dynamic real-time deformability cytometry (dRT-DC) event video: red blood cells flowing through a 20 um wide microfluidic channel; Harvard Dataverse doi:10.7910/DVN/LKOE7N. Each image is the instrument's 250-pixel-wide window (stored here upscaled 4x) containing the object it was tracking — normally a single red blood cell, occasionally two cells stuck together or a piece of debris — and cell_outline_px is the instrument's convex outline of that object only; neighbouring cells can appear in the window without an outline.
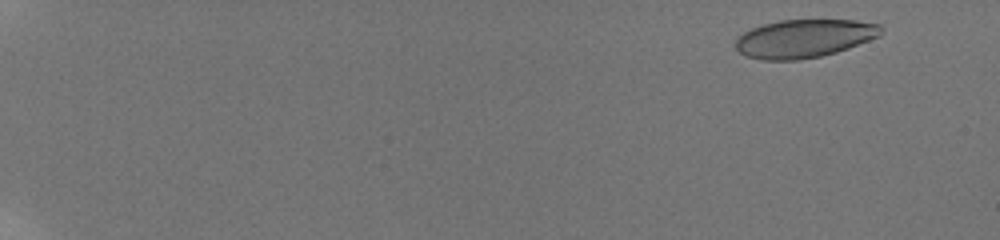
{"species": "human", "species_latin": "Homo sapiens", "temperature_condition": "room temperature", "stored_images_in_passage": 71, "camera_frame_rate_fps": 3000, "um_per_image_px": 0.085, "donor": {"sex": "male"}, "frame": {"image": 1, "passage_image": 9, "time_ms": 1.667, "image_size_px": [1000, 240], "cell_outline_px": [[884, 28], [880, 36], [848, 48], [836, 52], [820, 56], [796, 60], [764, 60], [744, 56], [736, 48], [736, 40], [744, 32], [752, 28], [764, 24], [780, 20], [856, 20], [880, 24]], "centroid_in_image_um": [68.38, 3.27], "position_along_channel_um": 16.6, "area_um2": 32.37}}
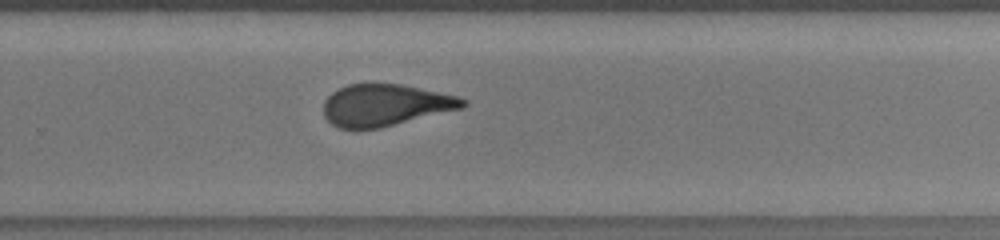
{"frame": {"image": 2, "passage_image": 54, "time_ms": 14.333, "image_size_px": [1000, 240], "cell_outline_px": [[468, 104], [464, 108], [380, 128], [340, 128], [332, 124], [324, 116], [324, 100], [332, 92], [348, 84], [372, 80], [400, 84], [460, 96], [468, 100]], "centroid_in_image_um": [32.78, 8.89], "position_along_channel_um": 297.0, "area_um2": 34.68}}
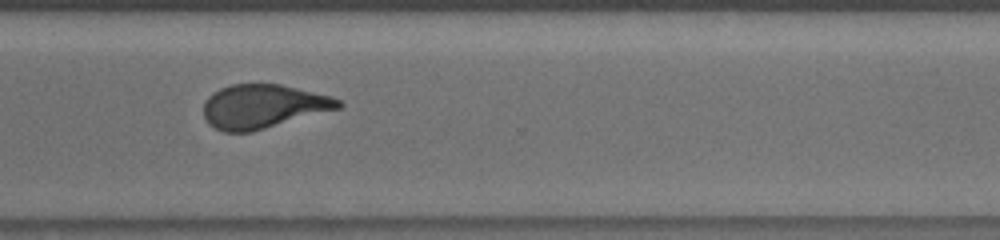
{"frame": {"image": 3, "passage_image": 58, "time_ms": 15.667, "image_size_px": [1000, 240], "cell_outline_px": [[344, 104], [340, 108], [252, 132], [224, 132], [208, 124], [204, 116], [204, 100], [212, 92], [220, 88], [232, 84], [280, 84], [332, 96], [340, 100]], "centroid_in_image_um": [22.35, 9.04], "position_along_channel_um": 348.2, "area_um2": 34.56}, "authors_computed_cell_mechanics": {"area_um2": 34.5644, "velocity_mm_per_s": 3.8308, "shape_relaxation_time_tau1_ms": 5.5335, "shape_relaxation_time_tau2_ms": 1.1049, "deformation_change_tau1": 0.1997, "deformation_change_tau2": 0.1001}}